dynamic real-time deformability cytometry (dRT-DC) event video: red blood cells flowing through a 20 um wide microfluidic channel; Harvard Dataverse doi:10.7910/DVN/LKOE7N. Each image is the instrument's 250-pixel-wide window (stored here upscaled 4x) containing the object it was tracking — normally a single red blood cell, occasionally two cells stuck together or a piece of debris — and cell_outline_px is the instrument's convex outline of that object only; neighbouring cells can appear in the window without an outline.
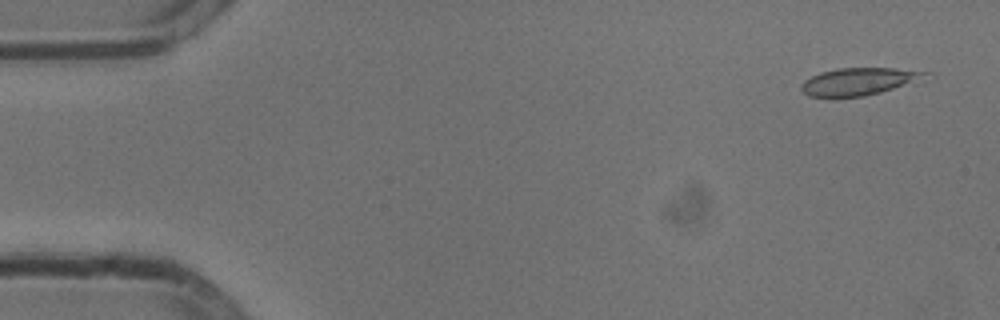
{"species": "common noctule bat (a hibernating species)", "species_latin": "Nyctalus noctula", "temperature_condition": "cold", "stored_images_in_passage": 8, "camera_frame_rate_fps": 3000, "um_per_image_px": 0.085, "animal": {"sex": "male", "body_mass_g": 13.3}, "frame": {"image": 1, "passage_image": 1, "time_ms": 0.0, "image_size_px": [1000, 320], "cell_outline_px": [[932, 72], [892, 88], [880, 92], [864, 96], [832, 100], [808, 96], [800, 88], [800, 84], [804, 80], [820, 72], [836, 68], [892, 68]], "centroid_in_image_um": [72.77, 6.96], "position_along_channel_um": 12.2, "area_um2": 19.77}}